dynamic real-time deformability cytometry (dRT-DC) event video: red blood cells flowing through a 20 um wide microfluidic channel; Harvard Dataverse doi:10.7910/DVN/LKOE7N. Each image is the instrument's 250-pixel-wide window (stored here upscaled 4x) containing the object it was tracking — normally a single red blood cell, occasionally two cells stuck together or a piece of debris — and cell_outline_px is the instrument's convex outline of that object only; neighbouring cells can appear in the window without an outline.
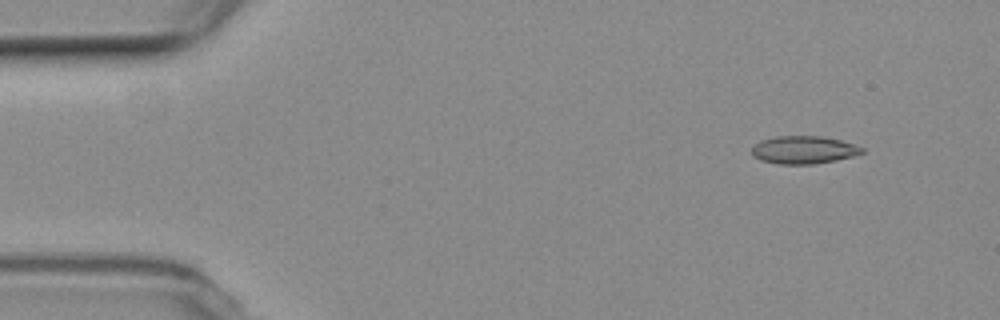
{"species": "common noctule bat (a hibernating species)", "species_latin": "Nyctalus noctula", "temperature_condition": "room temperature", "stored_images_in_passage": 2, "camera_frame_rate_fps": 3000, "um_per_image_px": 0.085, "animal": {"sex": "female", "body_mass_g": 19.3, "forearm_length_mm": 54.1}, "frame": {"image": 1, "passage_image": 2, "time_ms": 2.333, "image_size_px": [1000, 320], "cell_outline_px": [[864, 152], [852, 156], [836, 160], [812, 164], [776, 164], [760, 160], [752, 156], [752, 148], [760, 140], [776, 136], [820, 136], [840, 140], [864, 148]], "centroid_in_image_um": [68.27, 12.74], "position_along_channel_um": 16.7, "area_um2": 17.8}}